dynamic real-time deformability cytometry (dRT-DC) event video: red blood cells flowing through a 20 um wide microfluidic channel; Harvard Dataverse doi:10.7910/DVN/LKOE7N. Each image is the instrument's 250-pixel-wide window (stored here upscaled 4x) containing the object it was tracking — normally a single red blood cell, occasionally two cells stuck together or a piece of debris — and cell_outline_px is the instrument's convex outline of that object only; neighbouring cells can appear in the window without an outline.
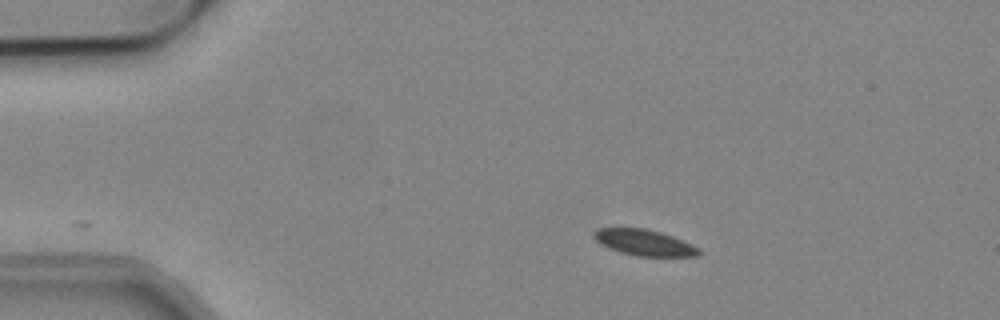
{"species": "common noctule bat (a hibernating species)", "species_latin": "Nyctalus noctula", "temperature_condition": "cold", "stored_images_in_passage": 28, "camera_frame_rate_fps": 3000, "um_per_image_px": 0.085, "animal": {"sex": "male", "body_mass_g": 19.2, "forearm_length_mm": 51.8}, "frame": {"image": 1, "passage_image": 1, "time_ms": 0.0, "image_size_px": [1000, 320], "cell_outline_px": [[700, 256], [636, 256], [620, 252], [608, 248], [600, 244], [592, 236], [592, 232], [596, 228], [648, 228], [672, 236], [692, 244], [700, 248]], "centroid_in_image_um": [54.73, 20.61], "position_along_channel_um": 30.3, "area_um2": 16.07}}
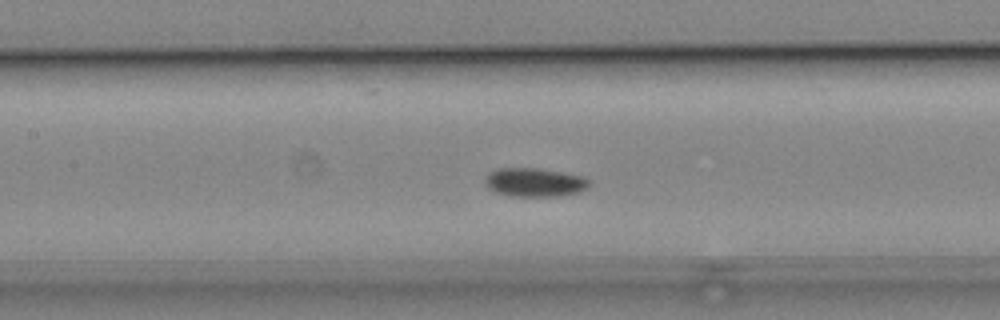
{"frame": {"image": 2, "passage_image": 16, "time_ms": 5.0, "image_size_px": [1000, 320], "cell_outline_px": [[592, 184], [588, 188], [580, 192], [556, 196], [508, 196], [496, 192], [488, 188], [484, 180], [488, 172], [500, 168], [536, 168], [584, 176], [592, 180]], "centroid_in_image_um": [45.48, 15.5], "position_along_channel_um": 161.9, "area_um2": 17.63}}
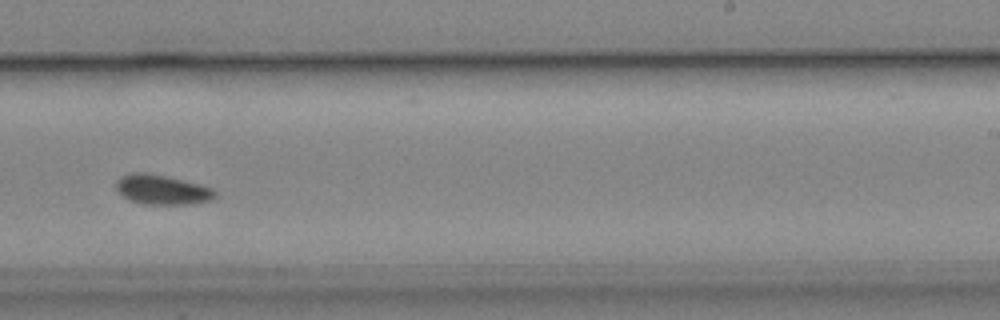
{"frame": {"image": 3, "passage_image": 25, "time_ms": 8.0, "image_size_px": [1000, 320], "cell_outline_px": [[216, 196], [212, 200], [192, 204], [144, 204], [132, 200], [124, 196], [116, 188], [116, 180], [120, 176], [132, 172], [144, 172], [164, 176], [200, 184], [212, 188], [216, 192]], "centroid_in_image_um": [13.79, 16.12], "position_along_channel_um": 275.2, "area_um2": 16.99}}